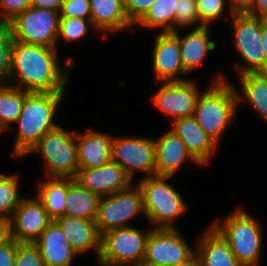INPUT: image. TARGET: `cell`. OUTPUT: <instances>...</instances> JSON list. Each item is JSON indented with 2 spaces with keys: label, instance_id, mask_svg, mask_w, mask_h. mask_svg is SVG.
<instances>
[{
  "label": "cell",
  "instance_id": "32",
  "mask_svg": "<svg viewBox=\"0 0 267 266\" xmlns=\"http://www.w3.org/2000/svg\"><path fill=\"white\" fill-rule=\"evenodd\" d=\"M13 37L9 23L0 22V83H8Z\"/></svg>",
  "mask_w": 267,
  "mask_h": 266
},
{
  "label": "cell",
  "instance_id": "24",
  "mask_svg": "<svg viewBox=\"0 0 267 266\" xmlns=\"http://www.w3.org/2000/svg\"><path fill=\"white\" fill-rule=\"evenodd\" d=\"M91 21L94 29L107 32H119L134 26L125 11L123 0H89ZM106 32V34L104 33Z\"/></svg>",
  "mask_w": 267,
  "mask_h": 266
},
{
  "label": "cell",
  "instance_id": "10",
  "mask_svg": "<svg viewBox=\"0 0 267 266\" xmlns=\"http://www.w3.org/2000/svg\"><path fill=\"white\" fill-rule=\"evenodd\" d=\"M101 198L95 222L100 234L131 226L128 221L144 212L142 192L138 184ZM136 186V187H135Z\"/></svg>",
  "mask_w": 267,
  "mask_h": 266
},
{
  "label": "cell",
  "instance_id": "17",
  "mask_svg": "<svg viewBox=\"0 0 267 266\" xmlns=\"http://www.w3.org/2000/svg\"><path fill=\"white\" fill-rule=\"evenodd\" d=\"M171 127V131L180 137L201 165L210 163L218 144L201 128L194 116L177 118L172 121Z\"/></svg>",
  "mask_w": 267,
  "mask_h": 266
},
{
  "label": "cell",
  "instance_id": "23",
  "mask_svg": "<svg viewBox=\"0 0 267 266\" xmlns=\"http://www.w3.org/2000/svg\"><path fill=\"white\" fill-rule=\"evenodd\" d=\"M209 26L191 29L184 37H180L178 30L172 32L180 47L181 61L187 75L202 64L207 52L215 49L216 44L209 40Z\"/></svg>",
  "mask_w": 267,
  "mask_h": 266
},
{
  "label": "cell",
  "instance_id": "18",
  "mask_svg": "<svg viewBox=\"0 0 267 266\" xmlns=\"http://www.w3.org/2000/svg\"><path fill=\"white\" fill-rule=\"evenodd\" d=\"M155 158L157 176H174L180 166L188 159L202 166L187 150L183 141L171 130L155 140Z\"/></svg>",
  "mask_w": 267,
  "mask_h": 266
},
{
  "label": "cell",
  "instance_id": "28",
  "mask_svg": "<svg viewBox=\"0 0 267 266\" xmlns=\"http://www.w3.org/2000/svg\"><path fill=\"white\" fill-rule=\"evenodd\" d=\"M28 93L8 83H0V134L16 122Z\"/></svg>",
  "mask_w": 267,
  "mask_h": 266
},
{
  "label": "cell",
  "instance_id": "4",
  "mask_svg": "<svg viewBox=\"0 0 267 266\" xmlns=\"http://www.w3.org/2000/svg\"><path fill=\"white\" fill-rule=\"evenodd\" d=\"M211 225L228 242L242 266L259 265L263 238L257 219L240 207L232 211L223 222L216 218Z\"/></svg>",
  "mask_w": 267,
  "mask_h": 266
},
{
  "label": "cell",
  "instance_id": "12",
  "mask_svg": "<svg viewBox=\"0 0 267 266\" xmlns=\"http://www.w3.org/2000/svg\"><path fill=\"white\" fill-rule=\"evenodd\" d=\"M112 161L118 163L132 179L135 172L144 177L156 175L154 139L146 137H113Z\"/></svg>",
  "mask_w": 267,
  "mask_h": 266
},
{
  "label": "cell",
  "instance_id": "34",
  "mask_svg": "<svg viewBox=\"0 0 267 266\" xmlns=\"http://www.w3.org/2000/svg\"><path fill=\"white\" fill-rule=\"evenodd\" d=\"M199 18L203 26H210V22L224 18L223 10L228 6L227 0H196Z\"/></svg>",
  "mask_w": 267,
  "mask_h": 266
},
{
  "label": "cell",
  "instance_id": "15",
  "mask_svg": "<svg viewBox=\"0 0 267 266\" xmlns=\"http://www.w3.org/2000/svg\"><path fill=\"white\" fill-rule=\"evenodd\" d=\"M154 42L151 54L157 84L186 80L179 78L180 75L186 76L187 73L181 61L178 38L172 32H160Z\"/></svg>",
  "mask_w": 267,
  "mask_h": 266
},
{
  "label": "cell",
  "instance_id": "27",
  "mask_svg": "<svg viewBox=\"0 0 267 266\" xmlns=\"http://www.w3.org/2000/svg\"><path fill=\"white\" fill-rule=\"evenodd\" d=\"M37 198L43 204L48 216L55 220L64 216L67 195V177H47L38 183Z\"/></svg>",
  "mask_w": 267,
  "mask_h": 266
},
{
  "label": "cell",
  "instance_id": "21",
  "mask_svg": "<svg viewBox=\"0 0 267 266\" xmlns=\"http://www.w3.org/2000/svg\"><path fill=\"white\" fill-rule=\"evenodd\" d=\"M35 244L40 250L45 266H72L73 257L78 255L54 220L35 241Z\"/></svg>",
  "mask_w": 267,
  "mask_h": 266
},
{
  "label": "cell",
  "instance_id": "35",
  "mask_svg": "<svg viewBox=\"0 0 267 266\" xmlns=\"http://www.w3.org/2000/svg\"><path fill=\"white\" fill-rule=\"evenodd\" d=\"M15 266H45L38 246L35 243L18 242Z\"/></svg>",
  "mask_w": 267,
  "mask_h": 266
},
{
  "label": "cell",
  "instance_id": "33",
  "mask_svg": "<svg viewBox=\"0 0 267 266\" xmlns=\"http://www.w3.org/2000/svg\"><path fill=\"white\" fill-rule=\"evenodd\" d=\"M195 28L203 27L199 18V12L196 0H177V8L175 9V30L196 25Z\"/></svg>",
  "mask_w": 267,
  "mask_h": 266
},
{
  "label": "cell",
  "instance_id": "44",
  "mask_svg": "<svg viewBox=\"0 0 267 266\" xmlns=\"http://www.w3.org/2000/svg\"><path fill=\"white\" fill-rule=\"evenodd\" d=\"M261 45L266 56L267 61V22L262 26L261 31Z\"/></svg>",
  "mask_w": 267,
  "mask_h": 266
},
{
  "label": "cell",
  "instance_id": "36",
  "mask_svg": "<svg viewBox=\"0 0 267 266\" xmlns=\"http://www.w3.org/2000/svg\"><path fill=\"white\" fill-rule=\"evenodd\" d=\"M60 17L91 20L89 0H64L60 10Z\"/></svg>",
  "mask_w": 267,
  "mask_h": 266
},
{
  "label": "cell",
  "instance_id": "26",
  "mask_svg": "<svg viewBox=\"0 0 267 266\" xmlns=\"http://www.w3.org/2000/svg\"><path fill=\"white\" fill-rule=\"evenodd\" d=\"M242 93L236 90L238 106L246 100L261 118L267 122V72L244 73L238 76Z\"/></svg>",
  "mask_w": 267,
  "mask_h": 266
},
{
  "label": "cell",
  "instance_id": "37",
  "mask_svg": "<svg viewBox=\"0 0 267 266\" xmlns=\"http://www.w3.org/2000/svg\"><path fill=\"white\" fill-rule=\"evenodd\" d=\"M31 0H0V22L9 23L31 6Z\"/></svg>",
  "mask_w": 267,
  "mask_h": 266
},
{
  "label": "cell",
  "instance_id": "7",
  "mask_svg": "<svg viewBox=\"0 0 267 266\" xmlns=\"http://www.w3.org/2000/svg\"><path fill=\"white\" fill-rule=\"evenodd\" d=\"M231 20V21H230ZM234 45L245 64L235 63L238 74L267 72V61L261 45L262 26L267 18L244 13H233Z\"/></svg>",
  "mask_w": 267,
  "mask_h": 266
},
{
  "label": "cell",
  "instance_id": "29",
  "mask_svg": "<svg viewBox=\"0 0 267 266\" xmlns=\"http://www.w3.org/2000/svg\"><path fill=\"white\" fill-rule=\"evenodd\" d=\"M176 8L177 0H156L135 25L149 29L162 28V33L174 32Z\"/></svg>",
  "mask_w": 267,
  "mask_h": 266
},
{
  "label": "cell",
  "instance_id": "41",
  "mask_svg": "<svg viewBox=\"0 0 267 266\" xmlns=\"http://www.w3.org/2000/svg\"><path fill=\"white\" fill-rule=\"evenodd\" d=\"M31 7L60 12L64 0H31Z\"/></svg>",
  "mask_w": 267,
  "mask_h": 266
},
{
  "label": "cell",
  "instance_id": "25",
  "mask_svg": "<svg viewBox=\"0 0 267 266\" xmlns=\"http://www.w3.org/2000/svg\"><path fill=\"white\" fill-rule=\"evenodd\" d=\"M101 196L83 187L74 178L67 177V195L64 216L95 220Z\"/></svg>",
  "mask_w": 267,
  "mask_h": 266
},
{
  "label": "cell",
  "instance_id": "13",
  "mask_svg": "<svg viewBox=\"0 0 267 266\" xmlns=\"http://www.w3.org/2000/svg\"><path fill=\"white\" fill-rule=\"evenodd\" d=\"M199 94L197 84L191 80L162 82V86L151 100L173 121L181 117L194 116Z\"/></svg>",
  "mask_w": 267,
  "mask_h": 266
},
{
  "label": "cell",
  "instance_id": "30",
  "mask_svg": "<svg viewBox=\"0 0 267 266\" xmlns=\"http://www.w3.org/2000/svg\"><path fill=\"white\" fill-rule=\"evenodd\" d=\"M19 175L0 174V218L9 220L21 201L19 195Z\"/></svg>",
  "mask_w": 267,
  "mask_h": 266
},
{
  "label": "cell",
  "instance_id": "14",
  "mask_svg": "<svg viewBox=\"0 0 267 266\" xmlns=\"http://www.w3.org/2000/svg\"><path fill=\"white\" fill-rule=\"evenodd\" d=\"M10 237L17 242L35 243L52 222L37 197L24 198L8 220Z\"/></svg>",
  "mask_w": 267,
  "mask_h": 266
},
{
  "label": "cell",
  "instance_id": "16",
  "mask_svg": "<svg viewBox=\"0 0 267 266\" xmlns=\"http://www.w3.org/2000/svg\"><path fill=\"white\" fill-rule=\"evenodd\" d=\"M74 179L87 190L101 197L124 190L132 184V179L114 161L99 168H79Z\"/></svg>",
  "mask_w": 267,
  "mask_h": 266
},
{
  "label": "cell",
  "instance_id": "39",
  "mask_svg": "<svg viewBox=\"0 0 267 266\" xmlns=\"http://www.w3.org/2000/svg\"><path fill=\"white\" fill-rule=\"evenodd\" d=\"M18 242L10 238L0 246V266H15Z\"/></svg>",
  "mask_w": 267,
  "mask_h": 266
},
{
  "label": "cell",
  "instance_id": "46",
  "mask_svg": "<svg viewBox=\"0 0 267 266\" xmlns=\"http://www.w3.org/2000/svg\"><path fill=\"white\" fill-rule=\"evenodd\" d=\"M99 266H139V265H99Z\"/></svg>",
  "mask_w": 267,
  "mask_h": 266
},
{
  "label": "cell",
  "instance_id": "3",
  "mask_svg": "<svg viewBox=\"0 0 267 266\" xmlns=\"http://www.w3.org/2000/svg\"><path fill=\"white\" fill-rule=\"evenodd\" d=\"M236 89L223 75L212 81L204 91L200 92L194 117L201 128L217 143L222 133L235 119L238 100Z\"/></svg>",
  "mask_w": 267,
  "mask_h": 266
},
{
  "label": "cell",
  "instance_id": "5",
  "mask_svg": "<svg viewBox=\"0 0 267 266\" xmlns=\"http://www.w3.org/2000/svg\"><path fill=\"white\" fill-rule=\"evenodd\" d=\"M171 176L144 177L138 186L143 197L145 216L155 229H176L174 222L187 211L180 193L167 183Z\"/></svg>",
  "mask_w": 267,
  "mask_h": 266
},
{
  "label": "cell",
  "instance_id": "11",
  "mask_svg": "<svg viewBox=\"0 0 267 266\" xmlns=\"http://www.w3.org/2000/svg\"><path fill=\"white\" fill-rule=\"evenodd\" d=\"M196 256L178 229H153L141 265L180 266Z\"/></svg>",
  "mask_w": 267,
  "mask_h": 266
},
{
  "label": "cell",
  "instance_id": "45",
  "mask_svg": "<svg viewBox=\"0 0 267 266\" xmlns=\"http://www.w3.org/2000/svg\"><path fill=\"white\" fill-rule=\"evenodd\" d=\"M180 266H202L199 259L195 256L193 259H191L189 262L182 264Z\"/></svg>",
  "mask_w": 267,
  "mask_h": 266
},
{
  "label": "cell",
  "instance_id": "31",
  "mask_svg": "<svg viewBox=\"0 0 267 266\" xmlns=\"http://www.w3.org/2000/svg\"><path fill=\"white\" fill-rule=\"evenodd\" d=\"M89 26L94 28L92 21L88 19L60 17L57 43L60 37L66 42H75L80 38L82 39L86 36Z\"/></svg>",
  "mask_w": 267,
  "mask_h": 266
},
{
  "label": "cell",
  "instance_id": "2",
  "mask_svg": "<svg viewBox=\"0 0 267 266\" xmlns=\"http://www.w3.org/2000/svg\"><path fill=\"white\" fill-rule=\"evenodd\" d=\"M63 96L64 92H29L26 95L15 122L18 132L12 156L27 155L45 133L59 126L54 118Z\"/></svg>",
  "mask_w": 267,
  "mask_h": 266
},
{
  "label": "cell",
  "instance_id": "6",
  "mask_svg": "<svg viewBox=\"0 0 267 266\" xmlns=\"http://www.w3.org/2000/svg\"><path fill=\"white\" fill-rule=\"evenodd\" d=\"M33 152L42 155L45 161L44 177H76L79 170L76 131L67 132L59 125L45 133L28 154Z\"/></svg>",
  "mask_w": 267,
  "mask_h": 266
},
{
  "label": "cell",
  "instance_id": "43",
  "mask_svg": "<svg viewBox=\"0 0 267 266\" xmlns=\"http://www.w3.org/2000/svg\"><path fill=\"white\" fill-rule=\"evenodd\" d=\"M10 226L8 220L0 218V246L10 239Z\"/></svg>",
  "mask_w": 267,
  "mask_h": 266
},
{
  "label": "cell",
  "instance_id": "22",
  "mask_svg": "<svg viewBox=\"0 0 267 266\" xmlns=\"http://www.w3.org/2000/svg\"><path fill=\"white\" fill-rule=\"evenodd\" d=\"M196 257L202 266H242L228 242L212 226L197 240Z\"/></svg>",
  "mask_w": 267,
  "mask_h": 266
},
{
  "label": "cell",
  "instance_id": "9",
  "mask_svg": "<svg viewBox=\"0 0 267 266\" xmlns=\"http://www.w3.org/2000/svg\"><path fill=\"white\" fill-rule=\"evenodd\" d=\"M59 23L60 13L58 11L30 6L10 21L9 26L13 40L57 48Z\"/></svg>",
  "mask_w": 267,
  "mask_h": 266
},
{
  "label": "cell",
  "instance_id": "8",
  "mask_svg": "<svg viewBox=\"0 0 267 266\" xmlns=\"http://www.w3.org/2000/svg\"><path fill=\"white\" fill-rule=\"evenodd\" d=\"M151 230L141 231L127 226L108 230L101 234V250L97 259L99 265H141L146 243Z\"/></svg>",
  "mask_w": 267,
  "mask_h": 266
},
{
  "label": "cell",
  "instance_id": "38",
  "mask_svg": "<svg viewBox=\"0 0 267 266\" xmlns=\"http://www.w3.org/2000/svg\"><path fill=\"white\" fill-rule=\"evenodd\" d=\"M156 0H123L130 22L135 25Z\"/></svg>",
  "mask_w": 267,
  "mask_h": 266
},
{
  "label": "cell",
  "instance_id": "19",
  "mask_svg": "<svg viewBox=\"0 0 267 266\" xmlns=\"http://www.w3.org/2000/svg\"><path fill=\"white\" fill-rule=\"evenodd\" d=\"M54 221L69 240L75 253L81 254L92 249L96 251L98 259L101 250V234L95 220L61 216Z\"/></svg>",
  "mask_w": 267,
  "mask_h": 266
},
{
  "label": "cell",
  "instance_id": "40",
  "mask_svg": "<svg viewBox=\"0 0 267 266\" xmlns=\"http://www.w3.org/2000/svg\"><path fill=\"white\" fill-rule=\"evenodd\" d=\"M246 14L267 18V0H252Z\"/></svg>",
  "mask_w": 267,
  "mask_h": 266
},
{
  "label": "cell",
  "instance_id": "1",
  "mask_svg": "<svg viewBox=\"0 0 267 266\" xmlns=\"http://www.w3.org/2000/svg\"><path fill=\"white\" fill-rule=\"evenodd\" d=\"M56 50L13 40L8 84L28 92H65L73 61L69 57L61 67Z\"/></svg>",
  "mask_w": 267,
  "mask_h": 266
},
{
  "label": "cell",
  "instance_id": "42",
  "mask_svg": "<svg viewBox=\"0 0 267 266\" xmlns=\"http://www.w3.org/2000/svg\"><path fill=\"white\" fill-rule=\"evenodd\" d=\"M229 6V16L233 13H244L246 12L252 3V0H227Z\"/></svg>",
  "mask_w": 267,
  "mask_h": 266
},
{
  "label": "cell",
  "instance_id": "20",
  "mask_svg": "<svg viewBox=\"0 0 267 266\" xmlns=\"http://www.w3.org/2000/svg\"><path fill=\"white\" fill-rule=\"evenodd\" d=\"M113 137L90 128L76 133L79 168H99L112 161Z\"/></svg>",
  "mask_w": 267,
  "mask_h": 266
}]
</instances>
